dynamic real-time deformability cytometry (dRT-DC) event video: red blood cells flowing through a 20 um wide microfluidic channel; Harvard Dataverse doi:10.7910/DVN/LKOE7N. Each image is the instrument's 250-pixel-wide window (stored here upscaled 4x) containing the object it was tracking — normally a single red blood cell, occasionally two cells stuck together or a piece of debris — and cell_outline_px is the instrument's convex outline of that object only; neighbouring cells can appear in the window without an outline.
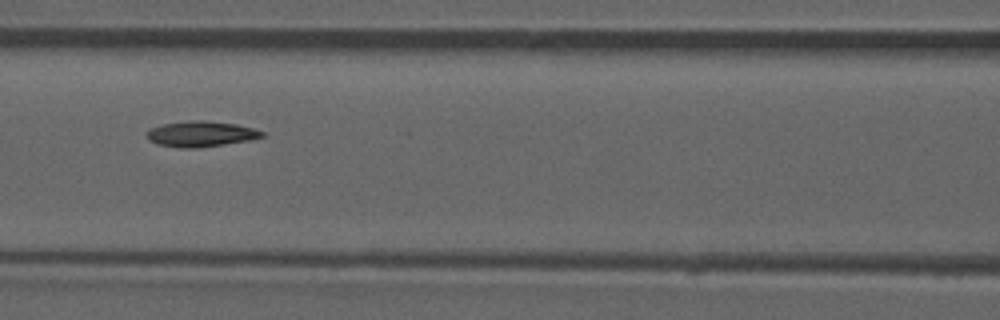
{"species": "common noctule bat (a hibernating species)", "species_latin": "Nyctalus noctula", "temperature_condition": "room temperature", "stored_images_in_passage": 52, "camera_frame_rate_fps": 3000, "um_per_image_px": 0.085, "animal": {"sex": "male", "forearm_length_mm": 52.5}, "frame": {"image": 1, "passage_image": 23, "time_ms": 7.333, "image_size_px": [1000, 320], "cell_outline_px": [[264, 136], [248, 140], [196, 148], [176, 148], [160, 144], [148, 140], [148, 128], [164, 124], [188, 120], [204, 120], [236, 124], [252, 128], [264, 132]], "centroid_in_image_um": [17.05, 11.38], "position_along_channel_um": 149.6, "area_um2": 16.99}, "authors_computed_cell_mechanics": {"area_um2": 16.8487, "velocity_mm_per_s": 3.8975, "shape_relaxation_time_tau1_ms": 4.3685, "shape_relaxation_time_tau2_ms": 3.3874, "deformation_change_tau1": 0.152, "deformation_change_tau2": 0.0739}}